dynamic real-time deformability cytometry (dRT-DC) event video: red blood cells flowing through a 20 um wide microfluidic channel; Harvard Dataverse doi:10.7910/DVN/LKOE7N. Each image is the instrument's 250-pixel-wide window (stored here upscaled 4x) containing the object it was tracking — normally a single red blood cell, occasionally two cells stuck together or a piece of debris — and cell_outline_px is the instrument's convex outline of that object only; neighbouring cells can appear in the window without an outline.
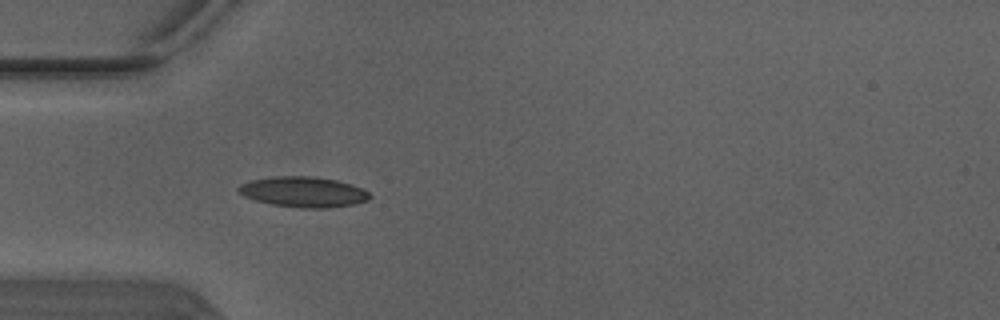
{"species": "Egyptian fruit bat (a non-hibernating species)", "species_latin": "Rousettus aegyptiacus", "temperature_condition": "warm", "stored_images_in_passage": 5, "camera_frame_rate_fps": 3000, "um_per_image_px": 0.085, "animal": {"sex": "male"}, "frame": {"image": 1, "passage_image": 5, "time_ms": 1.333, "image_size_px": [1000, 320], "cell_outline_px": [[372, 196], [368, 200], [356, 204], [328, 208], [300, 208], [272, 204], [256, 200], [244, 196], [236, 188], [240, 184], [252, 180], [276, 176], [312, 176], [336, 180], [360, 188], [368, 192]], "centroid_in_image_um": [25.79, 16.32], "position_along_channel_um": 59.2, "area_um2": 23.12}}